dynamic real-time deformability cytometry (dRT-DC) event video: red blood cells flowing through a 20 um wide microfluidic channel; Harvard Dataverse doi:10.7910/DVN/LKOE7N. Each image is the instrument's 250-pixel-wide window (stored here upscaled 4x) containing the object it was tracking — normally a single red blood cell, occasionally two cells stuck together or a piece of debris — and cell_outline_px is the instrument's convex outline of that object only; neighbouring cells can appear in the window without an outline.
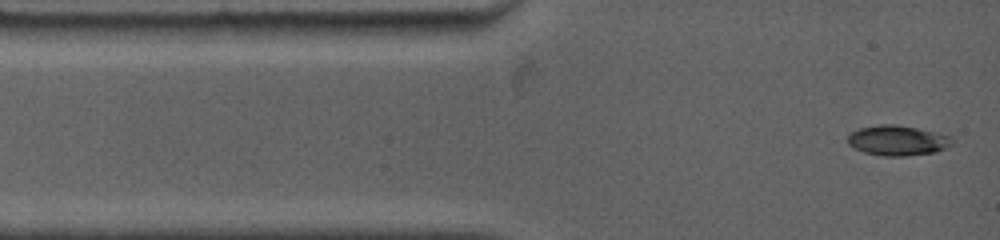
{"species": "common noctule bat (a hibernating species)", "species_latin": "Nyctalus noctula", "temperature_condition": "warm", "stored_images_in_passage": 16, "camera_frame_rate_fps": 4500, "um_per_image_px": 0.085, "animal": {"sex": "female", "body_mass_g": 19.0, "forearm_length_mm": 53.3}, "frame": {"image": 1, "passage_image": 1, "time_ms": 0.0, "image_size_px": [1000, 240], "cell_outline_px": [[952, 144], [944, 148], [932, 152], [904, 156], [884, 156], [864, 152], [848, 144], [848, 136], [852, 132], [860, 128], [880, 124], [896, 124], [936, 132], [952, 136]], "centroid_in_image_um": [76.29, 11.93], "position_along_channel_um": 8.7, "area_um2": 18.09}}
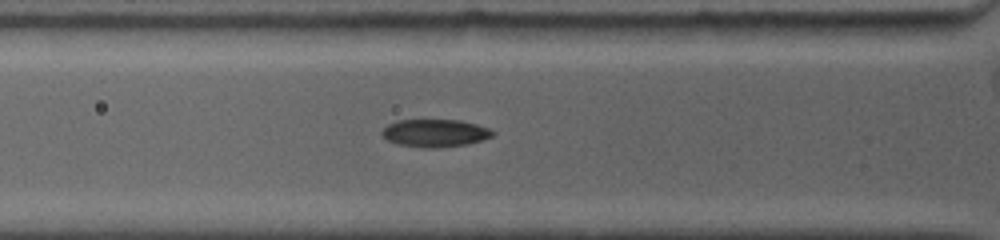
{"frame": {"image": 2, "passage_image": 10, "time_ms": 3.111, "image_size_px": [1000, 240], "cell_outline_px": [[496, 132], [492, 136], [468, 144], [440, 148], [424, 148], [400, 144], [388, 140], [380, 132], [388, 124], [396, 120], [460, 120], [476, 124], [488, 128]], "centroid_in_image_um": [36.98, 11.31], "position_along_channel_um": 88.8, "area_um2": 17.8}}
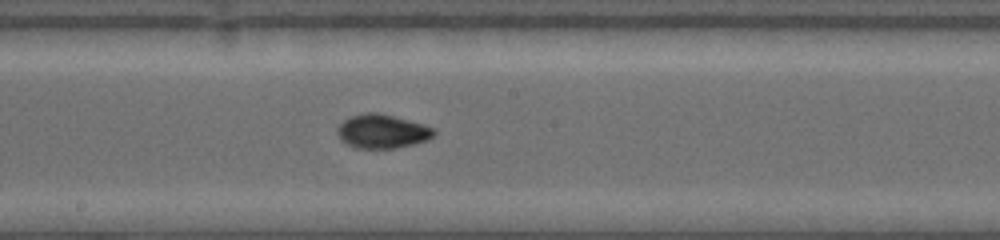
{"frame": {"image": 3, "passage_image": 16, "time_ms": 6.444, "image_size_px": [1000, 240], "cell_outline_px": [[436, 132], [428, 140], [396, 148], [356, 148], [340, 140], [336, 132], [340, 124], [344, 120], [352, 116], [364, 112], [376, 112], [424, 124], [436, 128]], "centroid_in_image_um": [32.49, 11.16], "position_along_channel_um": 215.7, "area_um2": 19.02}}